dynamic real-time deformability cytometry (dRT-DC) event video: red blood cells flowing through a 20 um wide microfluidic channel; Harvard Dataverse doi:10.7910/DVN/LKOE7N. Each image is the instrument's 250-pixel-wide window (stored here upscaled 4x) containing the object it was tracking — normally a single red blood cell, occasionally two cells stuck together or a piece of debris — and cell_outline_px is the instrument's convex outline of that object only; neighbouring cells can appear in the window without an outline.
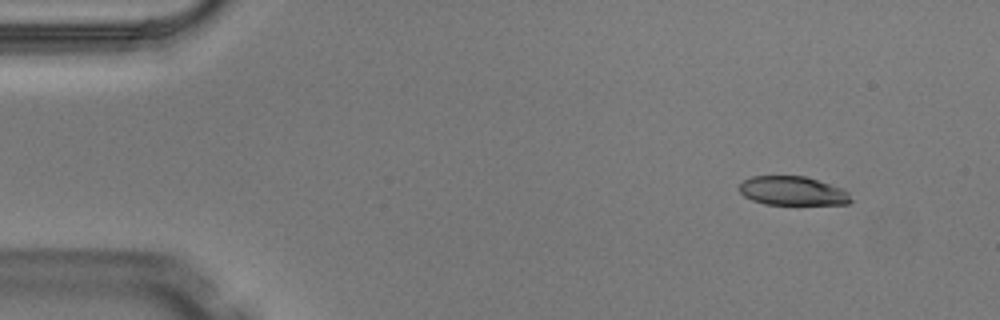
{"species": "Egyptian fruit bat (a non-hibernating species)", "species_latin": "Rousettus aegyptiacus", "temperature_condition": "warm", "stored_images_in_passage": 5, "camera_frame_rate_fps": 3000, "um_per_image_px": 0.085, "animal": {"sex": "male"}, "frame": {"image": 1, "passage_image": 2, "time_ms": 0.333, "image_size_px": [1000, 320], "cell_outline_px": [[852, 200], [848, 204], [764, 204], [752, 200], [744, 196], [740, 192], [740, 184], [744, 180], [752, 176], [804, 176], [844, 188], [848, 192]], "centroid_in_image_um": [67.39, 16.22], "position_along_channel_um": 17.6, "area_um2": 18.79}}
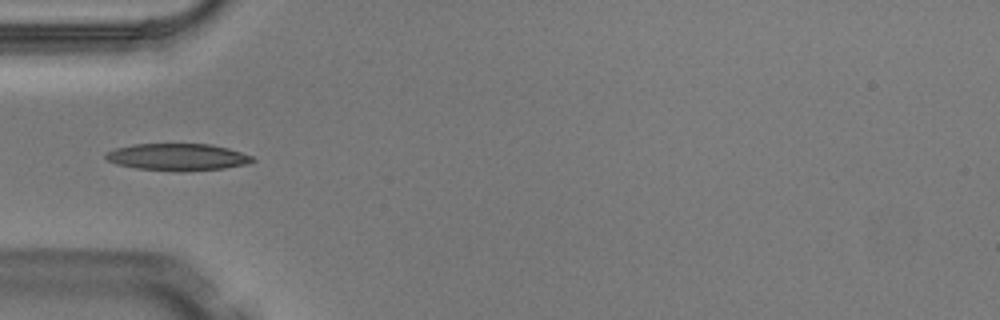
{"frame": {"image": 2, "passage_image": 5, "time_ms": 1.333, "image_size_px": [1000, 320], "cell_outline_px": [[256, 160], [248, 164], [224, 168], [180, 172], [136, 168], [116, 164], [108, 160], [104, 156], [108, 152], [116, 148], [132, 144], [212, 144], [228, 148], [252, 156]], "centroid_in_image_um": [15.11, 13.35], "position_along_channel_um": 69.9, "area_um2": 23.12}}